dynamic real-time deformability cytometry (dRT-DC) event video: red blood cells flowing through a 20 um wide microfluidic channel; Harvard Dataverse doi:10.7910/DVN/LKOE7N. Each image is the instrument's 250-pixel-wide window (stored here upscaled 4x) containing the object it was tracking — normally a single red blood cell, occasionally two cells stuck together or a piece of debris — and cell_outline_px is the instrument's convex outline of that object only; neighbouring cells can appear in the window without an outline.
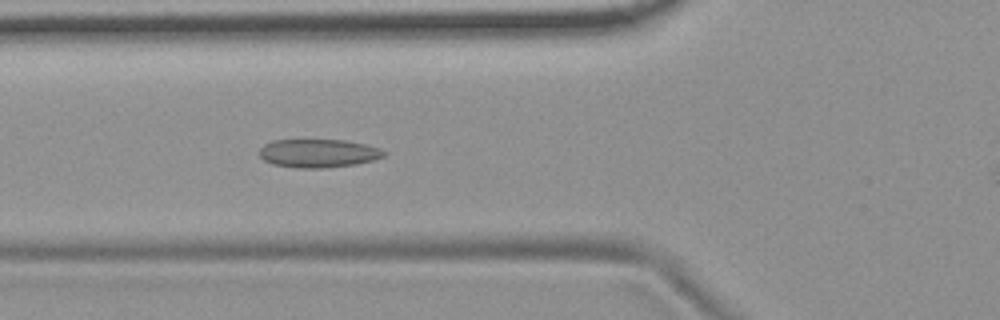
{"species": "common noctule bat (a hibernating species)", "species_latin": "Nyctalus noctula", "temperature_condition": "room temperature", "stored_images_in_passage": 49, "camera_frame_rate_fps": 3000, "um_per_image_px": 0.085, "animal": {"sex": "female", "body_mass_g": 19.9}, "frame": {"image": 1, "passage_image": 19, "time_ms": 6.0, "image_size_px": [1000, 320], "cell_outline_px": [[388, 152], [384, 156], [372, 160], [356, 164], [324, 168], [296, 168], [272, 164], [264, 160], [260, 156], [260, 148], [264, 144], [272, 140], [344, 140], [364, 144], [380, 148]], "centroid_in_image_um": [27.05, 13.03], "position_along_channel_um": 98.7, "area_um2": 20.63}}
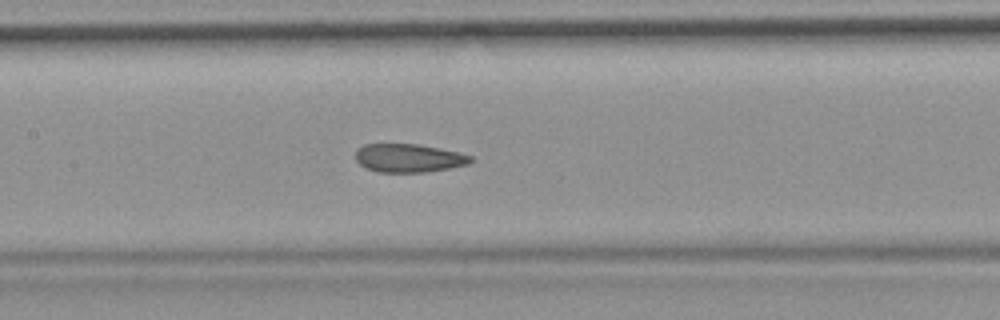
{"frame": {"image": 2, "passage_image": 25, "time_ms": 8.0, "image_size_px": [1000, 320], "cell_outline_px": [[472, 160], [468, 164], [448, 168], [424, 172], [376, 172], [360, 164], [356, 160], [356, 148], [364, 144], [416, 144], [440, 148], [472, 156]], "centroid_in_image_um": [34.7, 13.43], "position_along_channel_um": 172.7, "area_um2": 18.9}}
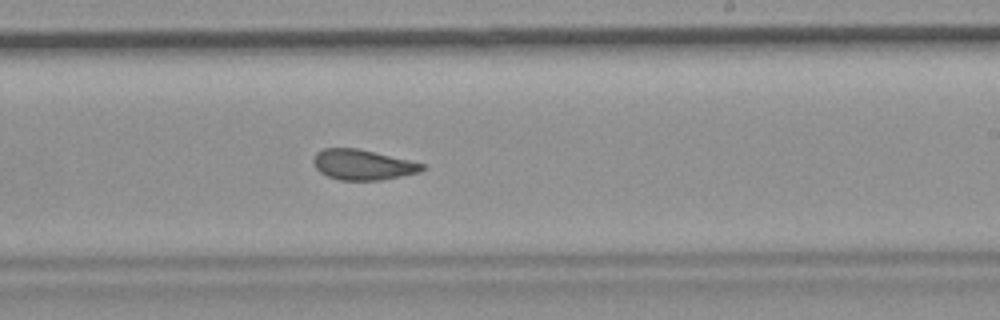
{"frame": {"image": 3, "passage_image": 32, "time_ms": 10.333, "image_size_px": [1000, 320], "cell_outline_px": [[428, 168], [420, 172], [380, 180], [340, 180], [328, 176], [320, 172], [312, 164], [312, 160], [316, 152], [324, 148], [356, 148], [408, 160], [424, 164]], "centroid_in_image_um": [30.81, 14.0], "position_along_channel_um": 258.2, "area_um2": 19.13}, "authors_computed_cell_mechanics": {"area_um2": 20.2878, "velocity_mm_per_s": 3.6909, "shape_relaxation_time_tau1_ms": null, "shape_relaxation_time_tau2_ms": 2.1643, "deformation_change_tau1": null, "deformation_change_tau2": 0.0774}}